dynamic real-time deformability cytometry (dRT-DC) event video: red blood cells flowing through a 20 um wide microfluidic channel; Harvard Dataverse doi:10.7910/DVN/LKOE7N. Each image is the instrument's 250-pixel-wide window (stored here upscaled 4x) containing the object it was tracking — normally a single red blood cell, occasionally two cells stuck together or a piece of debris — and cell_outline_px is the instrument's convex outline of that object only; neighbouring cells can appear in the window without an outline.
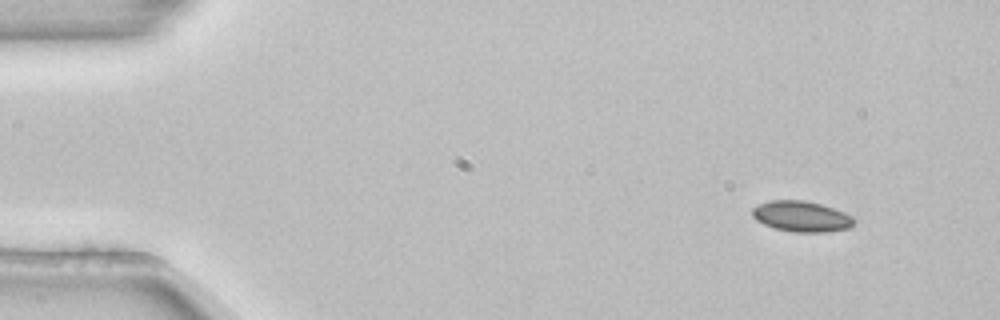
{"species": "common noctule bat (a hibernating species)", "species_latin": "Nyctalus noctula", "temperature_condition": "room temperature", "stored_images_in_passage": 4, "camera_frame_rate_fps": 3000, "um_per_image_px": 0.085, "animal": {"sex": "female", "body_mass_g": 22.7, "forearm_length_mm": 54.2}, "frame": {"image": 1, "passage_image": 1, "time_ms": 0.0, "image_size_px": [1000, 320], "cell_outline_px": [[856, 220], [848, 228], [824, 232], [792, 232], [776, 228], [764, 224], [756, 220], [752, 216], [752, 208], [768, 200], [804, 200], [820, 204], [844, 212], [852, 216]], "centroid_in_image_um": [68.1, 18.39], "position_along_channel_um": 16.9, "area_um2": 18.09}}
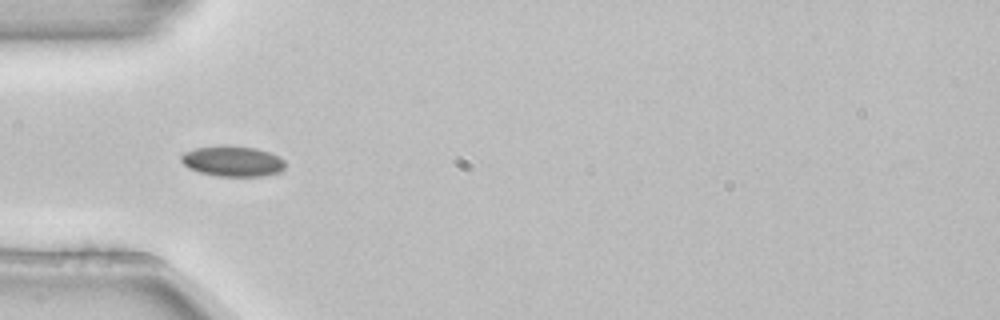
{"frame": {"image": 2, "passage_image": 4, "time_ms": 1.0, "image_size_px": [1000, 320], "cell_outline_px": [[284, 168], [280, 172], [260, 176], [216, 176], [200, 172], [188, 168], [180, 160], [180, 156], [184, 152], [196, 148], [256, 148], [268, 152], [284, 160]], "centroid_in_image_um": [19.76, 13.75], "position_along_channel_um": 65.2, "area_um2": 17.69}}